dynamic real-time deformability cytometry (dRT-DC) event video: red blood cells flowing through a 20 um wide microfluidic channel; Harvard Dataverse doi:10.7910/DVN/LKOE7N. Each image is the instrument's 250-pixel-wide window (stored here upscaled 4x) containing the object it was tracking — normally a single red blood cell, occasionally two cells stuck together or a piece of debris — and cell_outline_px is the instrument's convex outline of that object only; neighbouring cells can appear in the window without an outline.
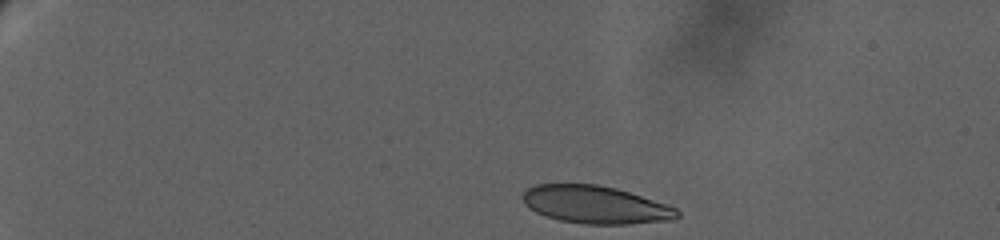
{"species": "human", "species_latin": "Homo sapiens", "temperature_condition": "warm", "stored_images_in_passage": 41, "camera_frame_rate_fps": 3000, "um_per_image_px": 0.085, "donor": {"sex": "female"}, "frame": {"image": 1, "passage_image": 1, "time_ms": 0.0, "image_size_px": [1000, 240], "cell_outline_px": [[680, 216], [672, 220], [628, 224], [584, 224], [560, 220], [536, 212], [528, 208], [524, 204], [524, 192], [528, 188], [536, 184], [596, 184], [616, 188], [668, 204], [676, 208], [680, 212]], "centroid_in_image_um": [50.65, 17.4], "position_along_channel_um": 34.4, "area_um2": 33.93}}
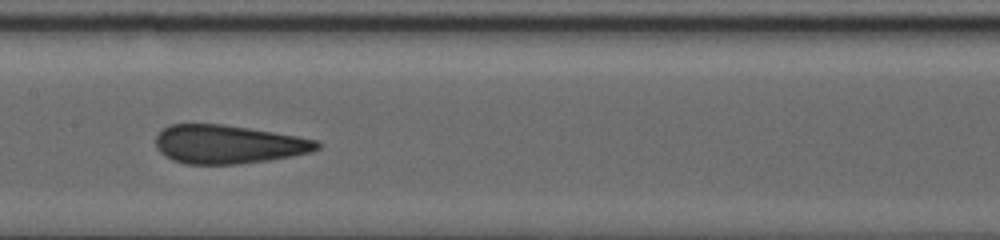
{"frame": {"image": 2, "passage_image": 22, "time_ms": 9.0, "image_size_px": [1000, 240], "cell_outline_px": [[320, 148], [312, 152], [292, 156], [268, 160], [236, 164], [188, 164], [172, 160], [164, 156], [156, 148], [156, 136], [164, 128], [172, 124], [220, 124], [248, 128], [320, 140]], "centroid_in_image_um": [19.41, 12.27], "position_along_channel_um": 188.0, "area_um2": 36.18}}
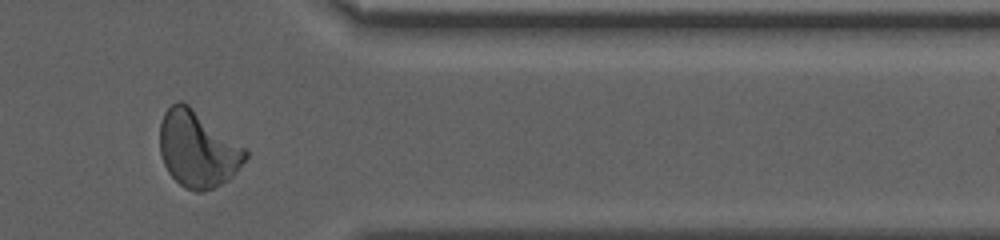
{"frame": {"image": 3, "passage_image": 38, "time_ms": 16.333, "image_size_px": [1000, 240], "cell_outline_px": [[248, 156], [236, 172], [228, 180], [204, 192], [196, 192], [184, 188], [168, 172], [164, 164], [160, 152], [160, 124], [164, 112], [176, 100], [180, 100], [188, 104], [244, 148], [248, 152]], "centroid_in_image_um": [16.77, 12.68], "position_along_channel_um": 394.6, "area_um2": 37.74}, "authors_computed_cell_mechanics": {"area_um2": 36.0672, "velocity_mm_per_s": 2.8999, "shape_relaxation_time_tau1_ms": 9.0099, "shape_relaxation_time_tau2_ms": 1.2766, "deformation_change_tau1": 0.1941, "deformation_change_tau2": 0.0683}}